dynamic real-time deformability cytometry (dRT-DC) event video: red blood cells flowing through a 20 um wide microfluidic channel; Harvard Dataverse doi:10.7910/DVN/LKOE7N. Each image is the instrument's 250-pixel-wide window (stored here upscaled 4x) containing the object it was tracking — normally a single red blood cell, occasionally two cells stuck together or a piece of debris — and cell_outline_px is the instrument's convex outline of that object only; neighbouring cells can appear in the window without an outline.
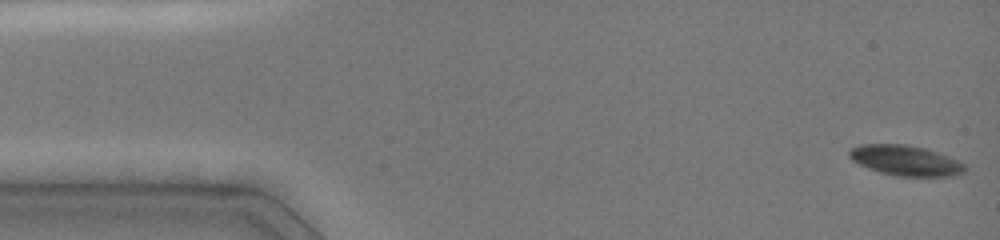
{"species": "common noctule bat (a hibernating species)", "species_latin": "Nyctalus noctula", "temperature_condition": "cold", "stored_images_in_passage": 8, "camera_frame_rate_fps": 3000, "um_per_image_px": 0.085, "animal": {"sex": "female", "body_mass_g": 19.0, "forearm_length_mm": 51.5}, "frame": {"image": 1, "passage_image": 1, "time_ms": 0.0, "image_size_px": [1000, 240], "cell_outline_px": [[968, 168], [964, 172], [956, 176], [896, 176], [880, 172], [868, 168], [852, 160], [848, 156], [848, 148], [860, 144], [908, 144], [924, 148], [960, 160]], "centroid_in_image_um": [76.97, 13.64], "position_along_channel_um": 8.0, "area_um2": 20.63}}
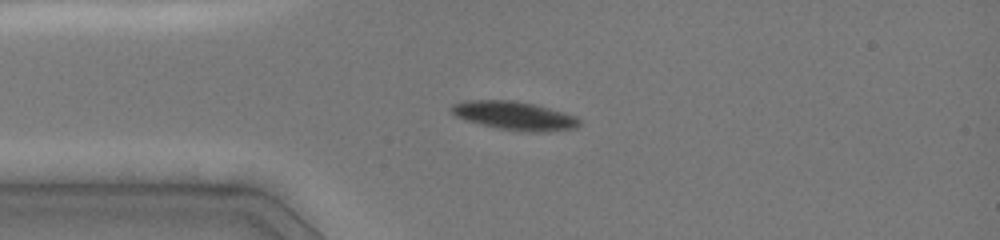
{"frame": {"image": 2, "passage_image": 7, "time_ms": 3.333, "image_size_px": [1000, 240], "cell_outline_px": [[580, 124], [576, 128], [548, 132], [524, 132], [500, 128], [480, 124], [456, 116], [452, 112], [452, 104], [464, 100], [512, 100], [536, 104], [564, 112], [576, 116], [580, 120]], "centroid_in_image_um": [43.78, 9.83], "position_along_channel_um": 41.2, "area_um2": 21.33}}